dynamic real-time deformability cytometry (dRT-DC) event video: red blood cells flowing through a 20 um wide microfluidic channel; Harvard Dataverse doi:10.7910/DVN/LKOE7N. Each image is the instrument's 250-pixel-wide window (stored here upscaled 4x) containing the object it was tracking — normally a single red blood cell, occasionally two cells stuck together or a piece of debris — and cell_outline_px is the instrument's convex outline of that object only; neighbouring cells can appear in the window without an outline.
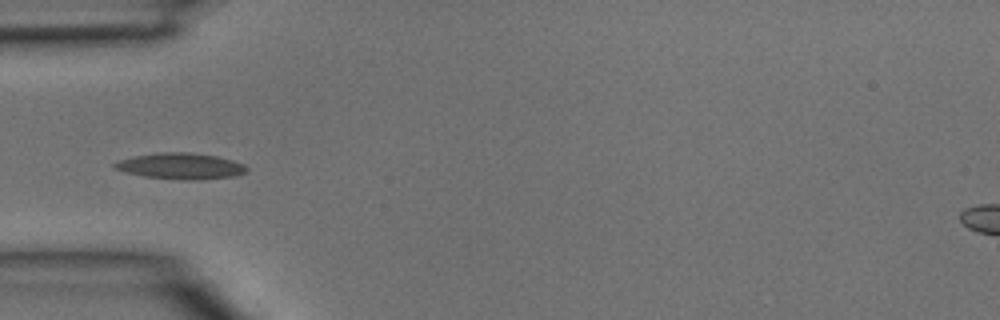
{"species": "common noctule bat (a hibernating species)", "species_latin": "Nyctalus noctula", "temperature_condition": "room temperature", "stored_images_in_passage": 4, "camera_frame_rate_fps": 3000, "um_per_image_px": 0.085, "animal": {"sex": "male", "body_mass_g": 15.6}, "frame": {"image": 1, "passage_image": 3, "time_ms": 0.667, "image_size_px": [1000, 320], "cell_outline_px": [[248, 172], [236, 176], [200, 180], [184, 180], [144, 176], [124, 172], [112, 168], [112, 164], [120, 160], [132, 156], [160, 152], [188, 152], [216, 156], [232, 160], [244, 164], [248, 168]], "centroid_in_image_um": [15.36, 14.12], "position_along_channel_um": 69.6, "area_um2": 20.29}}